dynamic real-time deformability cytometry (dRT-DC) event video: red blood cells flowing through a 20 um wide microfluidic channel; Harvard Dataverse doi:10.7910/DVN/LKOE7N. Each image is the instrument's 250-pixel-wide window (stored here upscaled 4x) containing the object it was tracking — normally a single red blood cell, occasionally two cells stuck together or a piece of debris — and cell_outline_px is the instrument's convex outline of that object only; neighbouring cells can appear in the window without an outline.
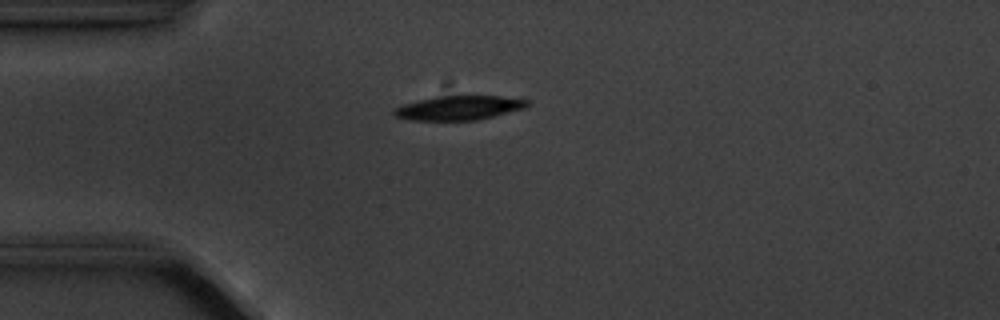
{"species": "common noctule bat (a hibernating species)", "species_latin": "Nyctalus noctula", "temperature_condition": "cold", "stored_images_in_passage": 5, "camera_frame_rate_fps": 3000, "um_per_image_px": 0.085, "animal": {"sex": "male", "body_mass_g": 20.1, "forearm_length_mm": 53.5}, "frame": {"image": 1, "passage_image": 4, "time_ms": 4.333, "image_size_px": [1000, 320], "cell_outline_px": [[528, 104], [524, 108], [476, 120], [412, 120], [396, 116], [392, 112], [392, 108], [404, 104], [436, 96], [500, 96], [528, 100]], "centroid_in_image_um": [38.97, 9.16], "position_along_channel_um": 46.0, "area_um2": 18.5}}
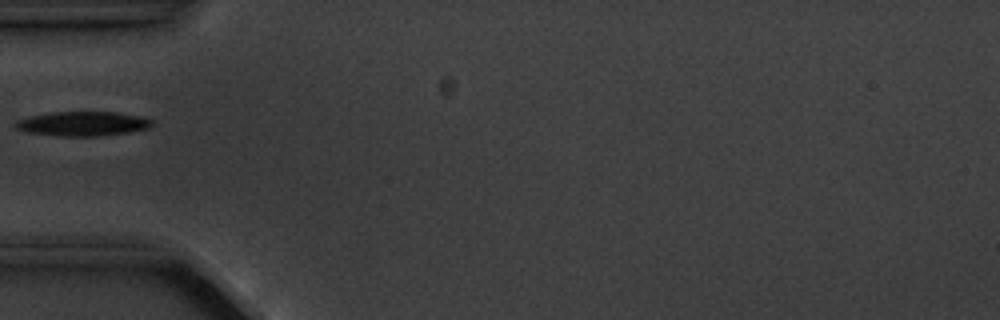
{"frame": {"image": 2, "passage_image": 5, "time_ms": 5.667, "image_size_px": [1000, 320], "cell_outline_px": [[152, 124], [148, 128], [128, 132], [96, 136], [56, 136], [28, 132], [16, 128], [12, 124], [16, 120], [28, 116], [52, 112], [116, 112], [140, 116], [152, 120]], "centroid_in_image_um": [6.97, 10.51], "position_along_channel_um": 78.0, "area_um2": 19.42}}